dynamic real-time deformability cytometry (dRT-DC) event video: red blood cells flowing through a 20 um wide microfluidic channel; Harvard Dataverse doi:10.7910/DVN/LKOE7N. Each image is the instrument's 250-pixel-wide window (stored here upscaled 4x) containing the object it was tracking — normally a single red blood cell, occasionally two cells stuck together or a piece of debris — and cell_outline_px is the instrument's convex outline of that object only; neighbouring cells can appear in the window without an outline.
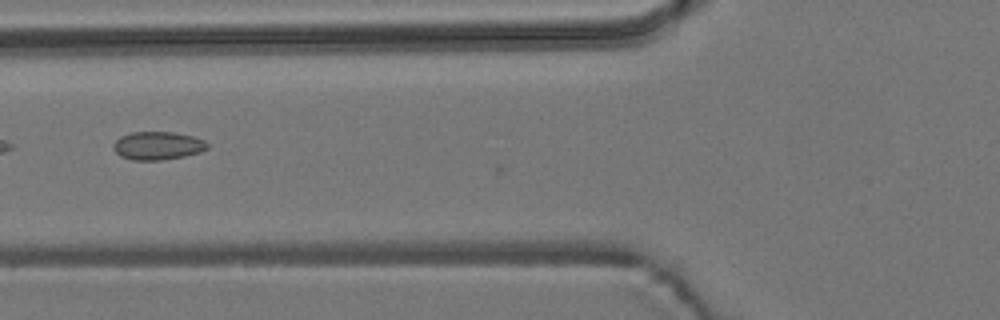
{"species": "common noctule bat (a hibernating species)", "species_latin": "Nyctalus noctula", "temperature_condition": "room temperature", "stored_images_in_passage": 10, "camera_frame_rate_fps": 3000, "um_per_image_px": 0.085, "animal": {"sex": "male", "body_mass_g": 19.2, "forearm_length_mm": 51.8}, "frame": {"image": 1, "passage_image": 7, "time_ms": 8.0, "image_size_px": [1000, 320], "cell_outline_px": [[208, 148], [200, 152], [184, 156], [160, 160], [132, 160], [120, 156], [112, 148], [112, 144], [120, 136], [132, 132], [172, 132], [192, 136], [204, 140], [208, 144]], "centroid_in_image_um": [13.37, 12.38], "position_along_channel_um": 112.4, "area_um2": 15.43}}
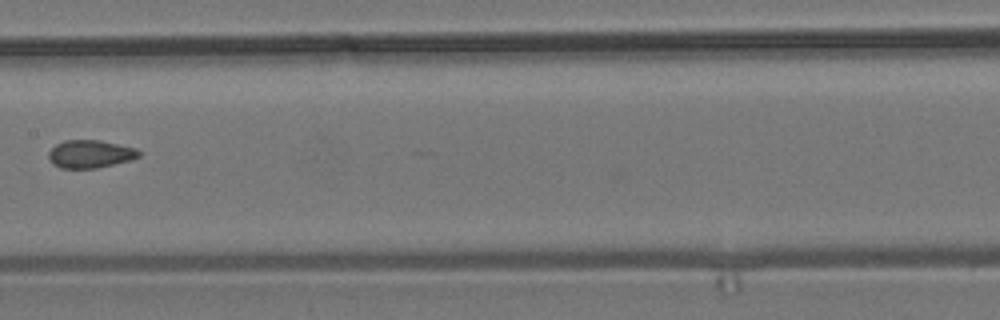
{"frame": {"image": 2, "passage_image": 9, "time_ms": 10.333, "image_size_px": [1000, 320], "cell_outline_px": [[140, 156], [132, 160], [96, 168], [60, 168], [52, 164], [48, 160], [48, 152], [56, 144], [64, 140], [100, 140], [136, 148], [140, 152]], "centroid_in_image_um": [7.65, 13.09], "position_along_channel_um": 199.8, "area_um2": 14.8}}
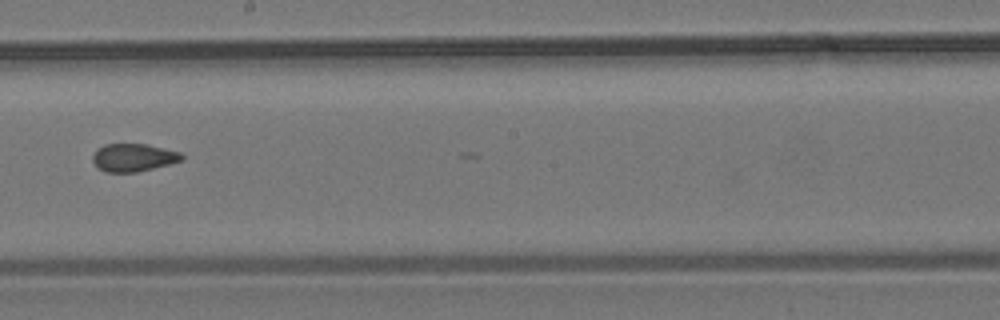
{"frame": {"image": 3, "passage_image": 10, "time_ms": 11.333, "image_size_px": [1000, 320], "cell_outline_px": [[184, 160], [136, 172], [104, 172], [96, 168], [92, 160], [92, 156], [96, 148], [104, 144], [148, 144], [180, 152], [184, 156]], "centroid_in_image_um": [11.3, 13.38], "position_along_channel_um": 236.9, "area_um2": 14.62}}